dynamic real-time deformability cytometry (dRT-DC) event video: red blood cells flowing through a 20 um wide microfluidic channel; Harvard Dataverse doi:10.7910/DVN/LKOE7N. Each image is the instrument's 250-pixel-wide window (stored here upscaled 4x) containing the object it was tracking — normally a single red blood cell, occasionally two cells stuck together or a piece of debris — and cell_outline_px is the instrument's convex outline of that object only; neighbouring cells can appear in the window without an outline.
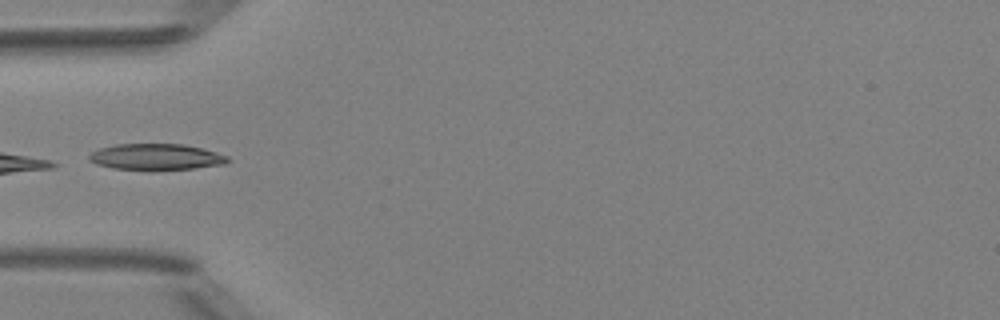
{"species": "Egyptian fruit bat (a non-hibernating species)", "species_latin": "Rousettus aegyptiacus", "temperature_condition": "room temperature", "stored_images_in_passage": 5, "camera_frame_rate_fps": 3000, "um_per_image_px": 0.085, "animal": {"sex": "female"}, "frame": {"image": 1, "passage_image": 5, "time_ms": 4.667, "image_size_px": [1000, 320], "cell_outline_px": [[232, 160], [224, 164], [192, 168], [152, 172], [148, 172], [112, 168], [96, 164], [88, 160], [88, 156], [92, 152], [100, 148], [116, 144], [184, 144], [216, 152], [228, 156]], "centroid_in_image_um": [13.24, 13.37], "position_along_channel_um": 71.8, "area_um2": 21.73}}